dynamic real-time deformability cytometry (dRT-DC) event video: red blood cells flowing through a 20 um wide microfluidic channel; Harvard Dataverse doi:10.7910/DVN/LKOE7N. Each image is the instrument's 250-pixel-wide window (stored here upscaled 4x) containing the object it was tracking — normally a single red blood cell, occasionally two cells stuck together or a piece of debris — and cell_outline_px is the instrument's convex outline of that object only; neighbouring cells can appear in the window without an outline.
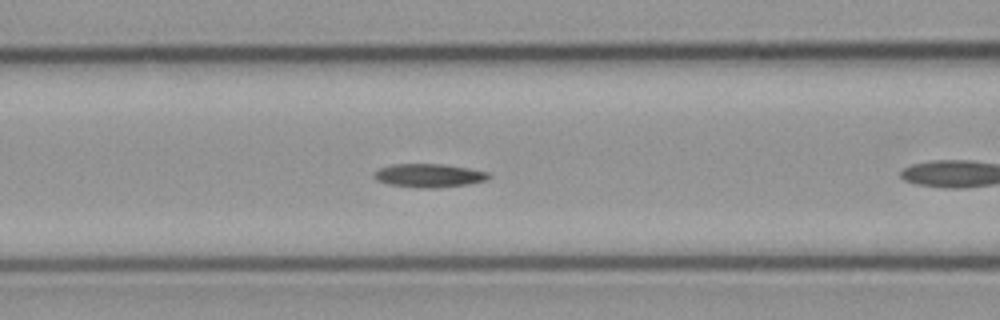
{"species": "common noctule bat (a hibernating species)", "species_latin": "Nyctalus noctula", "temperature_condition": "cold", "stored_images_in_passage": 19, "camera_frame_rate_fps": 3000, "um_per_image_px": 0.085, "animal": {"sex": "male", "body_mass_g": 23.1, "forearm_length_mm": 52.7}, "frame": {"image": 1, "passage_image": 9, "time_ms": 2.667, "image_size_px": [1000, 320], "cell_outline_px": [[492, 176], [484, 180], [468, 184], [436, 188], [420, 188], [388, 184], [376, 180], [372, 176], [372, 172], [380, 168], [392, 164], [444, 164], [468, 168], [488, 172]], "centroid_in_image_um": [36.42, 14.92], "position_along_channel_um": 130.2, "area_um2": 15.78}}